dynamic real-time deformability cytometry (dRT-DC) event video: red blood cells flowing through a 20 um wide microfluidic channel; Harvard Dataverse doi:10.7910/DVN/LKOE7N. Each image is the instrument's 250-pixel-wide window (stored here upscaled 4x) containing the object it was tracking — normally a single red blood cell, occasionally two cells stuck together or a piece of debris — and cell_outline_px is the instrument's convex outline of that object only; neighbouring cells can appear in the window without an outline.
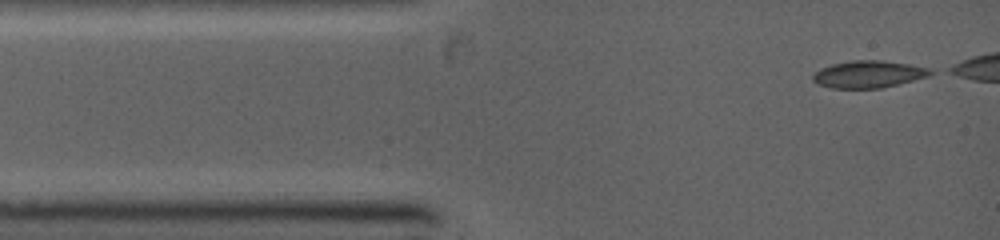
{"species": "common noctule bat (a hibernating species)", "species_latin": "Nyctalus noctula", "temperature_condition": "warm", "stored_images_in_passage": 12, "camera_frame_rate_fps": 5000, "um_per_image_px": 0.085, "animal": {"sex": "female", "body_mass_g": 19.0, "forearm_length_mm": 53.3}, "frame": {"image": 1, "passage_image": 1, "time_ms": 0.0, "image_size_px": [1000, 240], "cell_outline_px": [[936, 72], [928, 76], [880, 88], [832, 88], [816, 84], [812, 80], [812, 76], [820, 68], [832, 64], [852, 60], [880, 60], [908, 64], [932, 68]], "centroid_in_image_um": [73.81, 6.3], "position_along_channel_um": 11.2, "area_um2": 18.55}}
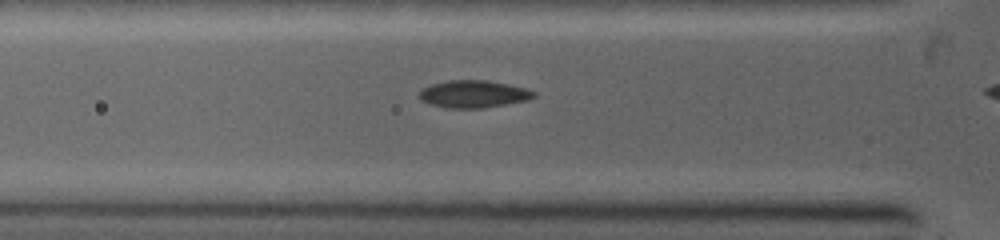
{"frame": {"image": 2, "passage_image": 10, "time_ms": 2.6, "image_size_px": [1000, 240], "cell_outline_px": [[536, 96], [528, 100], [484, 108], [448, 108], [428, 104], [420, 100], [420, 92], [424, 88], [432, 84], [448, 80], [488, 80], [508, 84], [524, 88], [536, 92]], "centroid_in_image_um": [40.25, 8.0], "position_along_channel_um": 85.5, "area_um2": 18.26}}